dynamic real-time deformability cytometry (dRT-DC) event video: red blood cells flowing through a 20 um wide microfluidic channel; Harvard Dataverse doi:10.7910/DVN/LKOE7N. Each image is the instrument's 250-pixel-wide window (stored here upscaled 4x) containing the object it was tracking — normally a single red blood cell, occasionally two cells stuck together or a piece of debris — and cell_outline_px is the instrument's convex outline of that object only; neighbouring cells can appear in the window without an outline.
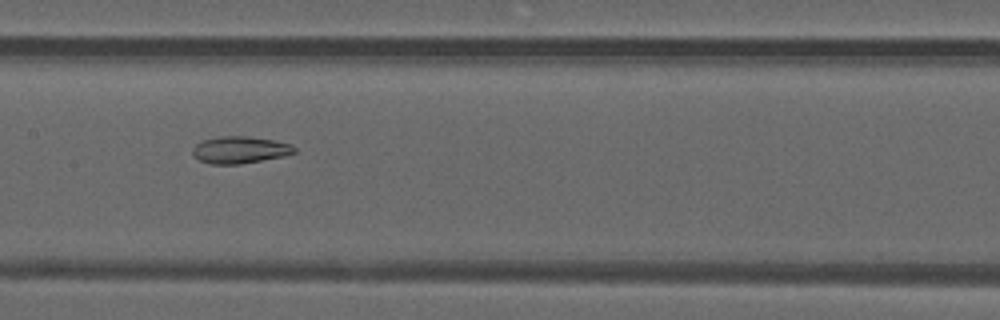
{"species": "common noctule bat (a hibernating species)", "species_latin": "Nyctalus noctula", "temperature_condition": "warm", "stored_images_in_passage": 38, "camera_frame_rate_fps": 3000, "um_per_image_px": 0.085, "animal": {"sex": "male", "forearm_length_mm": 52.5}, "frame": {"image": 1, "passage_image": 15, "time_ms": 4.667, "image_size_px": [1000, 320], "cell_outline_px": [[296, 152], [284, 156], [240, 164], [208, 164], [192, 156], [192, 148], [196, 144], [204, 140], [224, 136], [248, 136], [272, 140], [292, 144], [296, 148]], "centroid_in_image_um": [20.39, 12.74], "position_along_channel_um": 187.0, "area_um2": 16.01}}
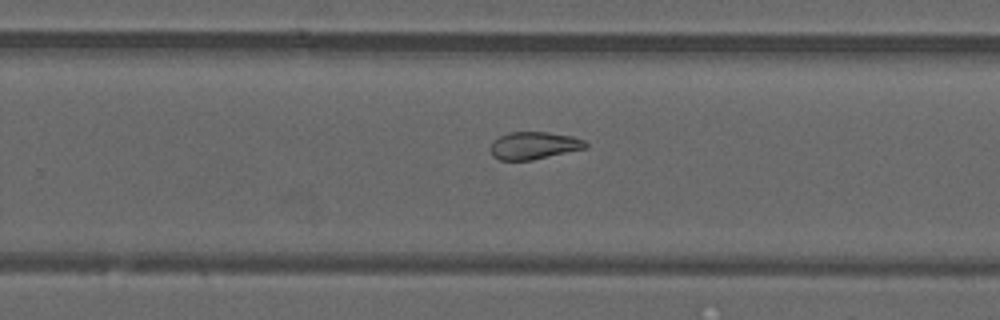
{"frame": {"image": 2, "passage_image": 22, "time_ms": 7.0, "image_size_px": [1000, 320], "cell_outline_px": [[588, 148], [532, 160], [500, 160], [492, 156], [488, 148], [492, 140], [508, 132], [548, 132], [572, 136], [584, 140], [588, 144]], "centroid_in_image_um": [45.35, 12.37], "position_along_channel_um": 284.4, "area_um2": 15.49}}
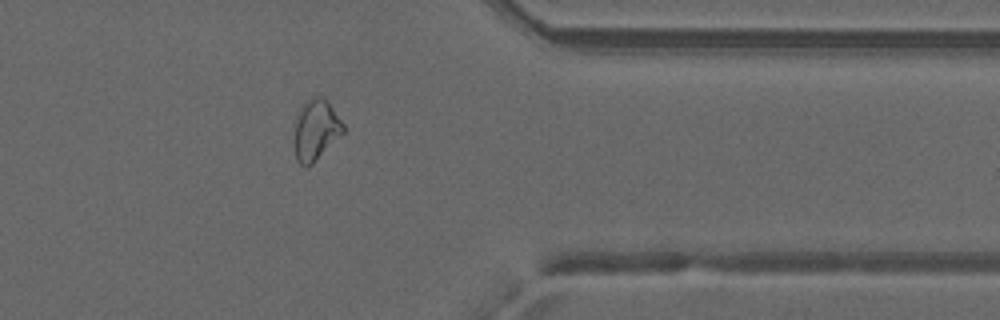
{"frame": {"image": 3, "passage_image": 30, "time_ms": 9.667, "image_size_px": [1000, 320], "cell_outline_px": [[344, 132], [312, 164], [304, 168], [296, 160], [296, 116], [304, 104], [308, 100], [316, 96], [324, 96], [344, 124]], "centroid_in_image_um": [26.87, 11.04], "position_along_channel_um": 384.5, "area_um2": 16.88}, "authors_computed_cell_mechanics": {"area_um2": 16.0106, "velocity_mm_per_s": 4.2049, "shape_relaxation_time_tau1_ms": null, "shape_relaxation_time_tau2_ms": 3.0109, "deformation_change_tau1": null, "deformation_change_tau2": 0.1029}}